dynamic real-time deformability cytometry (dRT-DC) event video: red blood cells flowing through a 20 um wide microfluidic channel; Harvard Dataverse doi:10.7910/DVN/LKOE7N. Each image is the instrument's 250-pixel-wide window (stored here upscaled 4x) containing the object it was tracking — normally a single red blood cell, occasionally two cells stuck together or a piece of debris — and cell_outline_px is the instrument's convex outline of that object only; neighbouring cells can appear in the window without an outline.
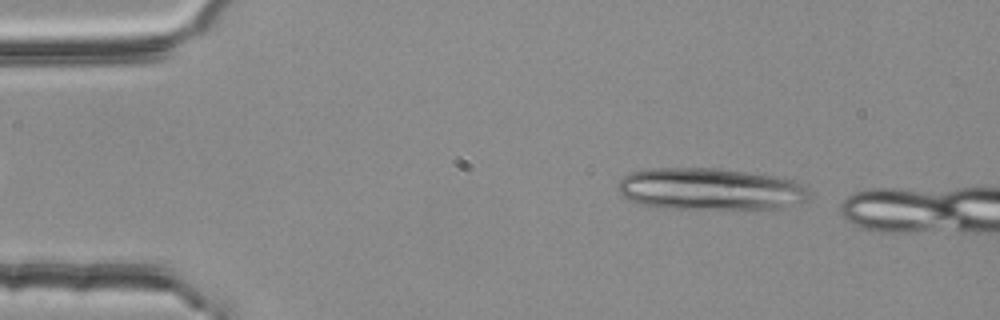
{"species": "common noctule bat (a hibernating species)", "species_latin": "Nyctalus noctula", "temperature_condition": "room temperature", "stored_images_in_passage": 5, "camera_frame_rate_fps": 3000, "um_per_image_px": 0.085, "animal": {"sex": "female", "body_mass_g": 25.1}, "frame": {"image": 1, "passage_image": 1, "time_ms": 0.0, "image_size_px": [1000, 320], "cell_outline_px": [[812, 196], [808, 200], [780, 208], [656, 208], [640, 204], [628, 200], [620, 192], [620, 180], [624, 176], [632, 172], [648, 168], [716, 168], [776, 176], [792, 180], [804, 184]], "centroid_in_image_um": [60.39, 16.07], "position_along_channel_um": 24.6, "area_um2": 46.7}}